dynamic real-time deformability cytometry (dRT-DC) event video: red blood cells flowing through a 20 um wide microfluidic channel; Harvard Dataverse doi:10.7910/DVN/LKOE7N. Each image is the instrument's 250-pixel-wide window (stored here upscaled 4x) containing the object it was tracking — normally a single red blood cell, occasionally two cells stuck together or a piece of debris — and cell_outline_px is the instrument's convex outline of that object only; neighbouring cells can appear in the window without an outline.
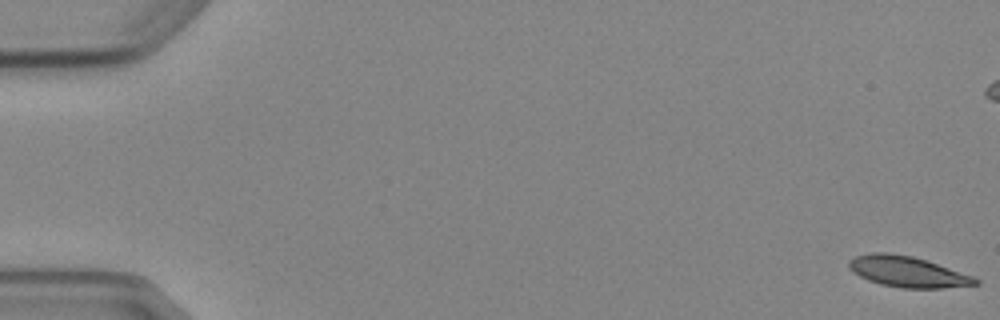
{"species": "Egyptian fruit bat (a non-hibernating species)", "species_latin": "Rousettus aegyptiacus", "temperature_condition": "cold", "stored_images_in_passage": 6, "camera_frame_rate_fps": 3000, "um_per_image_px": 0.085, "animal": {"sex": "female"}, "frame": {"image": 1, "passage_image": 1, "time_ms": 0.0, "image_size_px": [1000, 320], "cell_outline_px": [[980, 284], [940, 288], [900, 288], [880, 284], [868, 280], [852, 272], [848, 268], [848, 260], [856, 256], [872, 252], [884, 252], [912, 256], [972, 276], [980, 280]], "centroid_in_image_um": [77.08, 23.1], "position_along_channel_um": 7.9, "area_um2": 22.48}}
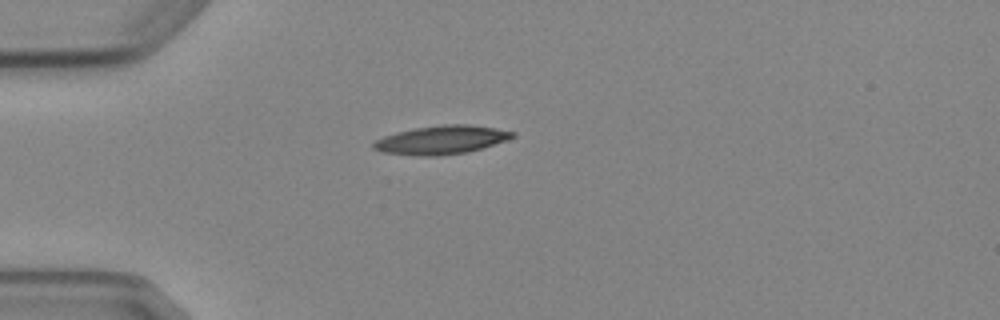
{"frame": {"image": 2, "passage_image": 6, "time_ms": 6.667, "image_size_px": [1000, 320], "cell_outline_px": [[516, 136], [508, 140], [468, 152], [440, 156], [416, 156], [384, 152], [372, 148], [372, 144], [376, 140], [384, 136], [396, 132], [416, 128], [444, 124], [468, 124], [496, 128], [516, 132]], "centroid_in_image_um": [37.55, 11.89], "position_along_channel_um": 47.5, "area_um2": 23.24}}